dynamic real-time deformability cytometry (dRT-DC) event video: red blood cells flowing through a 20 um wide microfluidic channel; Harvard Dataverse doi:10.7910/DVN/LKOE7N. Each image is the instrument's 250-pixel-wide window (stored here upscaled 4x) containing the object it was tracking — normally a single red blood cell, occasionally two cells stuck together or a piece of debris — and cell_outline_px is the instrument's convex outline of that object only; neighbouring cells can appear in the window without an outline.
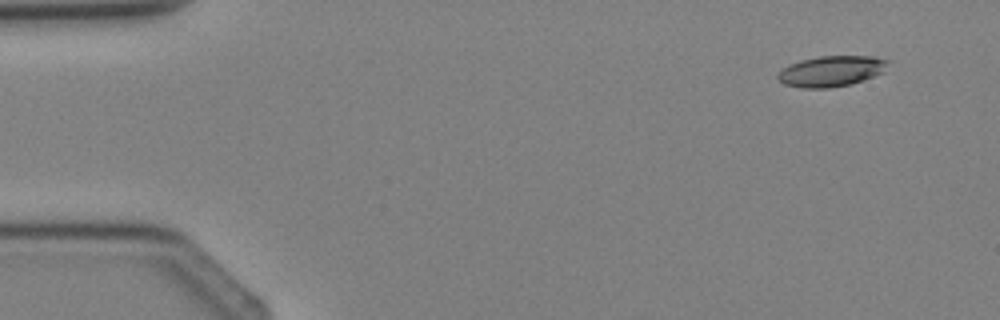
{"species": "Egyptian fruit bat (a non-hibernating species)", "species_latin": "Rousettus aegyptiacus", "temperature_condition": "cold", "stored_images_in_passage": 4, "camera_frame_rate_fps": 3000, "um_per_image_px": 0.085, "animal": {"sex": "female"}, "frame": {"image": 1, "passage_image": 1, "time_ms": 0.0, "image_size_px": [1000, 320], "cell_outline_px": [[888, 60], [880, 72], [864, 80], [852, 84], [828, 88], [800, 88], [784, 84], [776, 76], [776, 72], [788, 64], [800, 60], [820, 56], [872, 56]], "centroid_in_image_um": [70.55, 6.05], "position_along_channel_um": 14.4, "area_um2": 19.59}}